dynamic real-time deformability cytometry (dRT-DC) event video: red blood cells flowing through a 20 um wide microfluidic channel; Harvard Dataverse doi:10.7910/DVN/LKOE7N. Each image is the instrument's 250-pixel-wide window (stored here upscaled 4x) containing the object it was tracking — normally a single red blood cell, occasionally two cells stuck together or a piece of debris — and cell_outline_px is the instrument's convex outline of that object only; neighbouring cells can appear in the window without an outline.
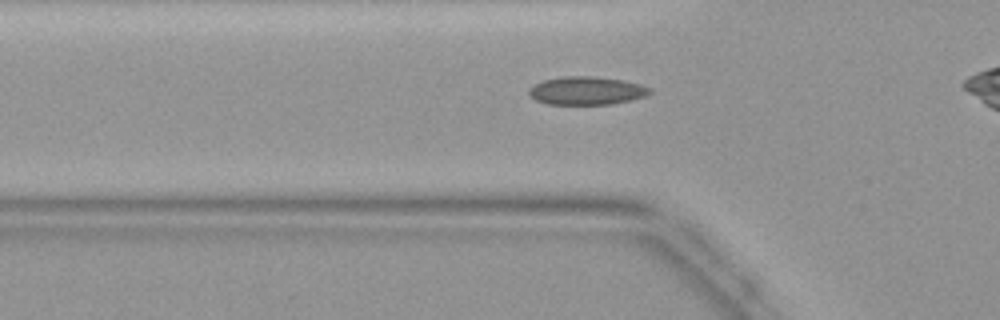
{"species": "common noctule bat (a hibernating species)", "species_latin": "Nyctalus noctula", "temperature_condition": "warm", "stored_images_in_passage": 31, "camera_frame_rate_fps": 3000, "um_per_image_px": 0.085, "animal": {"sex": "female", "body_mass_g": 19.9}, "frame": {"image": 1, "passage_image": 9, "time_ms": 2.667, "image_size_px": [1000, 320], "cell_outline_px": [[652, 92], [644, 96], [612, 104], [548, 104], [536, 100], [528, 92], [528, 88], [544, 80], [564, 76], [592, 76], [624, 80], [640, 84], [652, 88]], "centroid_in_image_um": [49.87, 7.7], "position_along_channel_um": 75.9, "area_um2": 19.71}}
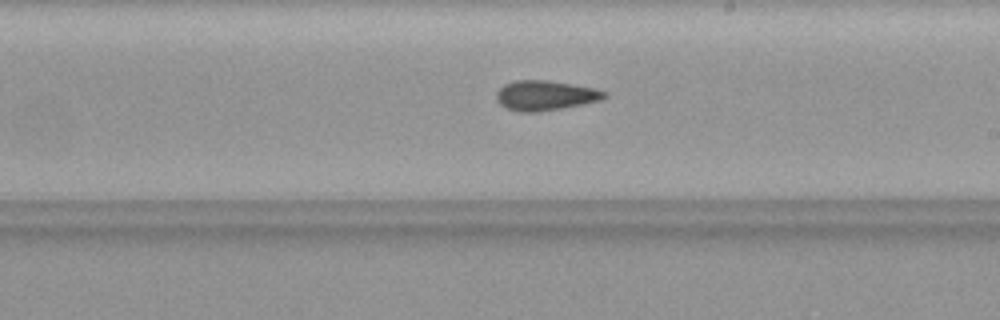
{"frame": {"image": 2, "passage_image": 20, "time_ms": 6.333, "image_size_px": [1000, 320], "cell_outline_px": [[608, 96], [604, 100], [560, 108], [536, 112], [516, 112], [500, 104], [496, 100], [496, 92], [504, 84], [516, 80], [548, 80], [596, 88], [608, 92]], "centroid_in_image_um": [46.38, 8.11], "position_along_channel_um": 242.6, "area_um2": 18.96}}
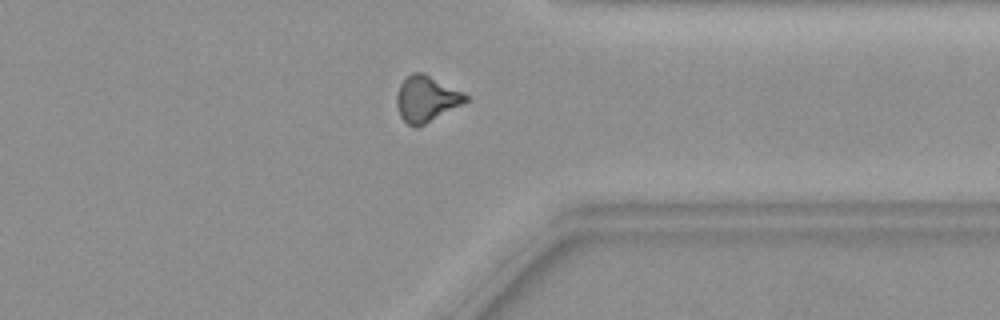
{"frame": {"image": 3, "passage_image": 29, "time_ms": 9.333, "image_size_px": [1000, 320], "cell_outline_px": [[468, 100], [424, 124], [416, 128], [408, 124], [400, 116], [396, 104], [396, 96], [400, 84], [412, 72], [420, 72], [464, 92], [468, 96]], "centroid_in_image_um": [36.21, 8.4], "position_along_channel_um": 375.2, "area_um2": 17.98}}